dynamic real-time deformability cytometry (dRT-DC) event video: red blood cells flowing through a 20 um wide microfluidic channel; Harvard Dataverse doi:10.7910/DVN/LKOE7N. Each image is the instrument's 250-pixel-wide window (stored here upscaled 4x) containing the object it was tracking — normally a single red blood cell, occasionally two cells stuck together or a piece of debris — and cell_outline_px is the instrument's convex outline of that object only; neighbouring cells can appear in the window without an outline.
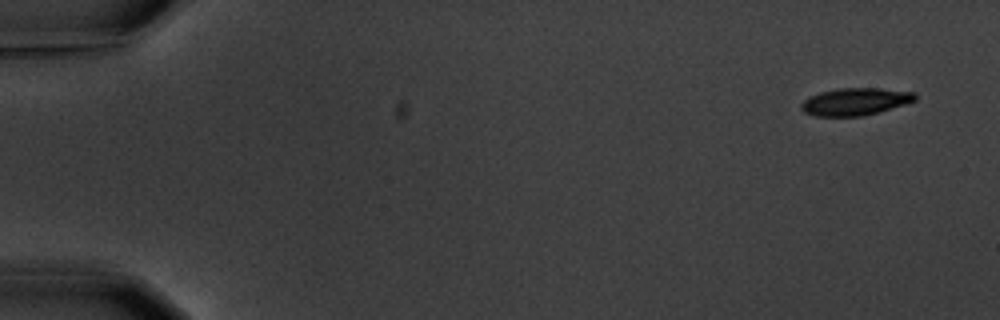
{"species": "common noctule bat (a hibernating species)", "species_latin": "Nyctalus noctula", "temperature_condition": "warm", "stored_images_in_passage": 5, "camera_frame_rate_fps": 3000, "um_per_image_px": 0.085, "animal": {"sex": "male", "body_mass_g": 20.1, "forearm_length_mm": 53.5}, "frame": {"image": 1, "passage_image": 1, "time_ms": 0.0, "image_size_px": [1000, 320], "cell_outline_px": [[916, 100], [880, 112], [864, 116], [816, 116], [804, 112], [800, 108], [800, 104], [808, 96], [820, 92], [840, 88], [880, 88], [916, 92]], "centroid_in_image_um": [72.68, 8.63], "position_along_channel_um": 12.3, "area_um2": 18.26}}
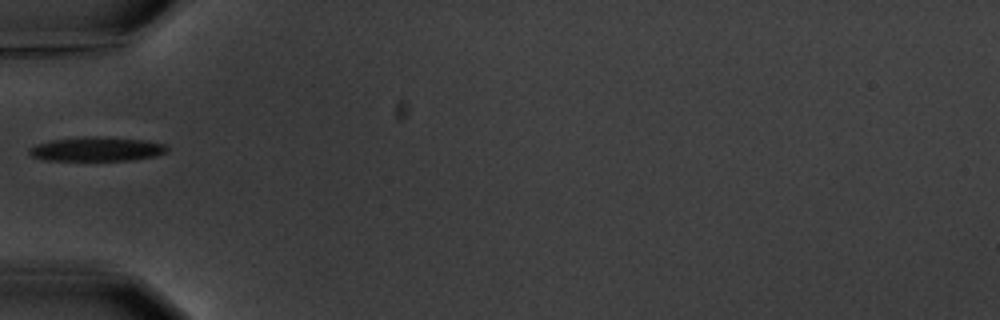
{"frame": {"image": 2, "passage_image": 5, "time_ms": 5.667, "image_size_px": [1000, 320], "cell_outline_px": [[168, 152], [156, 156], [136, 160], [44, 160], [32, 156], [28, 152], [28, 148], [36, 144], [52, 140], [84, 136], [96, 136], [148, 140], [164, 144], [168, 148]], "centroid_in_image_um": [8.25, 12.67], "position_along_channel_um": 76.7, "area_um2": 19.65}}